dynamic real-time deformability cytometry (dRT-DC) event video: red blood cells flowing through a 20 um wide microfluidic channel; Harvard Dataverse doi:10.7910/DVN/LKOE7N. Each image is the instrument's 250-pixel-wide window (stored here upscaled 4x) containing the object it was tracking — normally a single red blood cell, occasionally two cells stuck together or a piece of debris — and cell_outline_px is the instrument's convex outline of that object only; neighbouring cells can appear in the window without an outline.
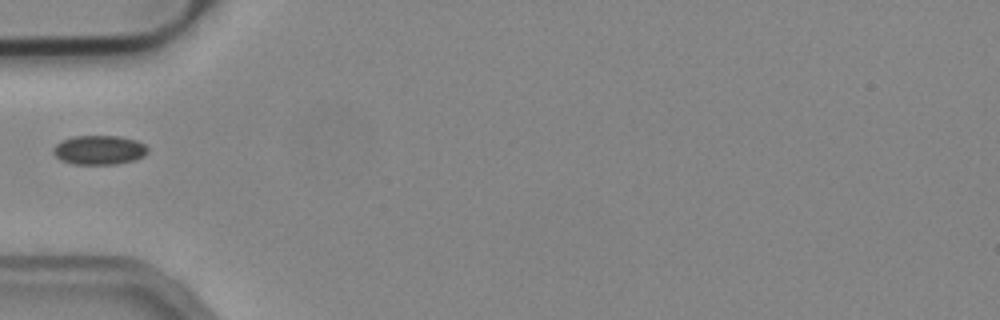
{"species": "common noctule bat (a hibernating species)", "species_latin": "Nyctalus noctula", "temperature_condition": "cold", "stored_images_in_passage": 37, "camera_frame_rate_fps": 3000, "um_per_image_px": 0.085, "animal": {"sex": "male", "body_mass_g": 19.2, "forearm_length_mm": 51.8}, "frame": {"image": 1, "passage_image": 1, "time_ms": 0.0, "image_size_px": [1000, 320], "cell_outline_px": [[148, 152], [144, 156], [136, 160], [116, 164], [72, 164], [60, 160], [52, 152], [52, 148], [60, 140], [72, 136], [120, 136], [136, 140], [144, 144], [148, 148]], "centroid_in_image_um": [8.41, 12.75], "position_along_channel_um": 76.6, "area_um2": 16.36}}
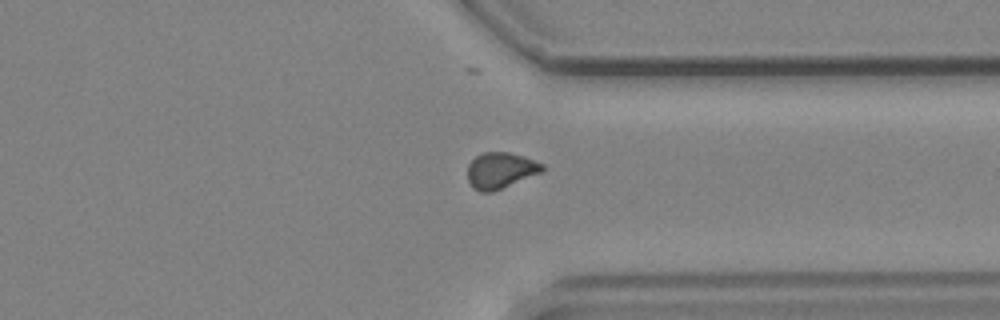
{"frame": {"image": 2, "passage_image": 24, "time_ms": 7.667, "image_size_px": [1000, 320], "cell_outline_px": [[544, 172], [492, 192], [480, 192], [472, 188], [468, 180], [468, 164], [476, 156], [484, 152], [508, 152], [524, 156], [544, 164]], "centroid_in_image_um": [42.56, 14.49], "position_along_channel_um": 368.8, "area_um2": 15.9}}
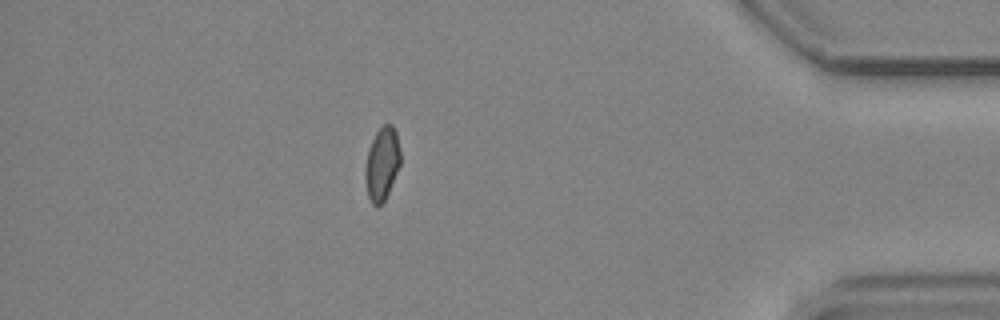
{"frame": {"image": 3, "passage_image": 30, "time_ms": 9.667, "image_size_px": [1000, 320], "cell_outline_px": [[400, 164], [388, 192], [384, 200], [376, 208], [372, 204], [368, 196], [364, 180], [364, 168], [368, 148], [376, 132], [384, 124], [392, 124], [396, 132], [400, 148]], "centroid_in_image_um": [32.44, 13.92], "position_along_channel_um": 402.8, "area_um2": 15.09}}